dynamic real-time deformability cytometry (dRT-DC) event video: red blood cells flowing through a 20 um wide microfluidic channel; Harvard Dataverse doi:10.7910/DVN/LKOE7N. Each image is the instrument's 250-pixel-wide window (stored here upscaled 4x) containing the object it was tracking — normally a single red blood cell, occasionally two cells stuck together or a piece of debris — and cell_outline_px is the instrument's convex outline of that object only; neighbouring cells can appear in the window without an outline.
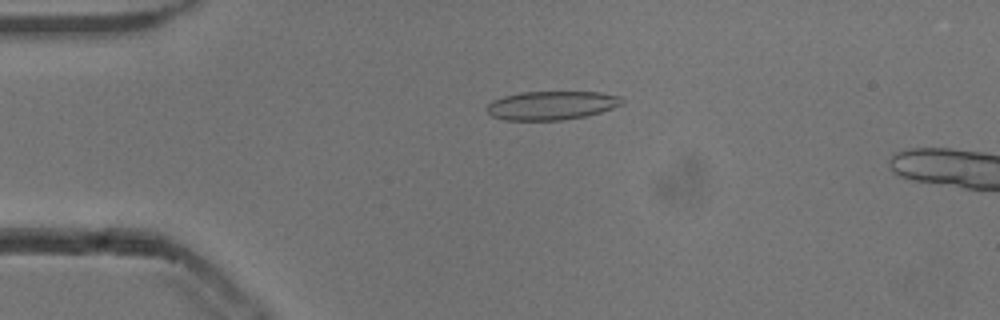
{"species": "common noctule bat (a hibernating species)", "species_latin": "Nyctalus noctula", "temperature_condition": "cold", "stored_images_in_passage": 53, "camera_frame_rate_fps": 3000, "um_per_image_px": 0.085, "animal": {"sex": "male", "body_mass_g": 13.3}, "frame": {"image": 1, "passage_image": 12, "time_ms": 3.667, "image_size_px": [1000, 320], "cell_outline_px": [[624, 104], [600, 112], [584, 116], [560, 120], [504, 120], [492, 116], [488, 112], [488, 104], [492, 100], [504, 96], [520, 92], [600, 92], [620, 96], [624, 100]], "centroid_in_image_um": [46.89, 8.95], "position_along_channel_um": 38.1, "area_um2": 22.54}}
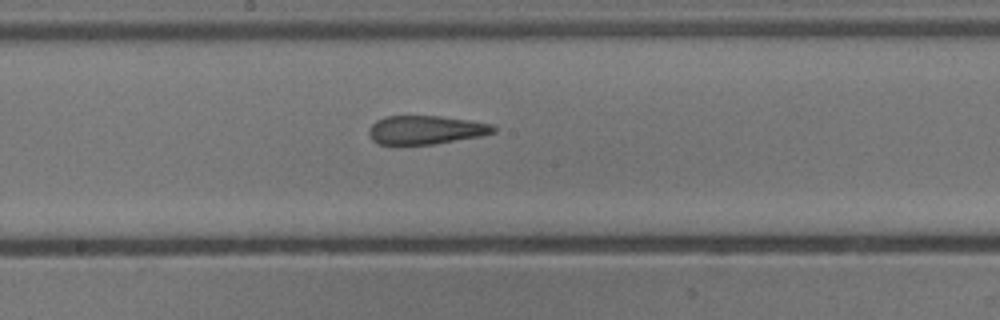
{"frame": {"image": 2, "passage_image": 28, "time_ms": 9.0, "image_size_px": [1000, 320], "cell_outline_px": [[496, 132], [480, 136], [432, 144], [380, 144], [372, 140], [368, 132], [368, 128], [376, 120], [384, 116], [440, 116], [468, 120], [492, 124], [496, 128]], "centroid_in_image_um": [36.17, 11.03], "position_along_channel_um": 212.0, "area_um2": 20.69}}
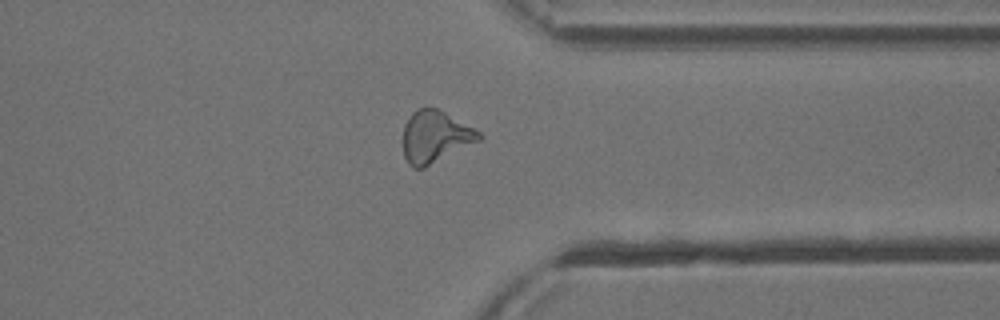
{"frame": {"image": 3, "passage_image": 41, "time_ms": 13.333, "image_size_px": [1000, 320], "cell_outline_px": [[484, 136], [480, 140], [424, 168], [412, 168], [408, 164], [404, 156], [404, 124], [412, 112], [416, 108], [436, 108], [444, 112], [480, 132]], "centroid_in_image_um": [36.97, 11.63], "position_along_channel_um": 374.4, "area_um2": 22.72}, "authors_computed_cell_mechanics": {"area_um2": 22.5998, "velocity_mm_per_s": 3.8421, "shape_relaxation_time_tau1_ms": null, "shape_relaxation_time_tau2_ms": 3.0761, "deformation_change_tau1": null, "deformation_change_tau2": 0.1063}}